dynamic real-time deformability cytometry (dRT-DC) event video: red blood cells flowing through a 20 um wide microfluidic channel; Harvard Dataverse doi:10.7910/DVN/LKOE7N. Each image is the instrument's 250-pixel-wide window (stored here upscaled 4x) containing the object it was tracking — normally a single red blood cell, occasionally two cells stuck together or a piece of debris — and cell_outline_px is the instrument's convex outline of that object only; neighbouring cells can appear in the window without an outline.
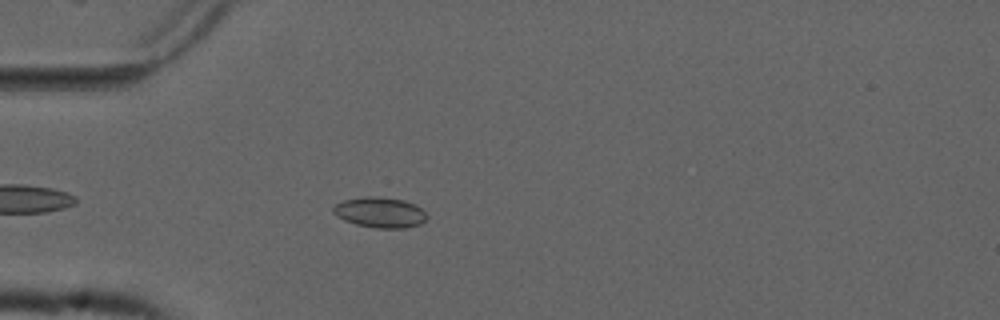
{"species": "common noctule bat (a hibernating species)", "species_latin": "Nyctalus noctula", "temperature_condition": "cold", "stored_images_in_passage": 42, "camera_frame_rate_fps": 3000, "um_per_image_px": 0.085, "animal": {"sex": "male", "forearm_length_mm": 52.5}, "frame": {"image": 1, "passage_image": 3, "time_ms": 0.667, "image_size_px": [1000, 320], "cell_outline_px": [[428, 216], [420, 224], [404, 228], [376, 228], [356, 224], [344, 220], [336, 216], [332, 212], [332, 208], [336, 204], [344, 200], [368, 196], [380, 196], [404, 200], [416, 204]], "centroid_in_image_um": [32.29, 18.05], "position_along_channel_um": 52.7, "area_um2": 16.65}}
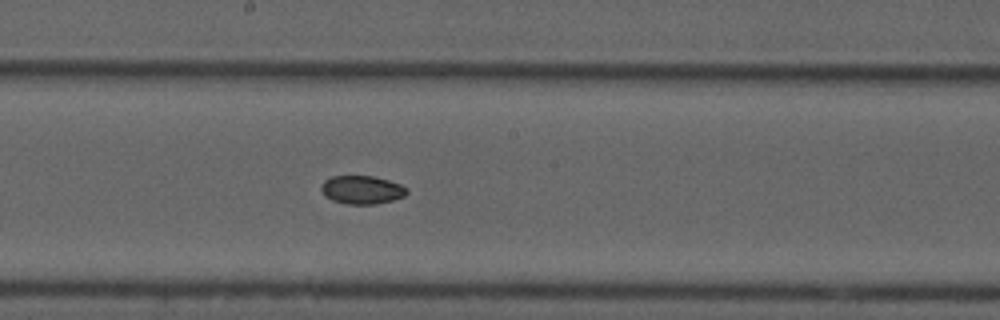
{"frame": {"image": 2, "passage_image": 17, "time_ms": 5.333, "image_size_px": [1000, 320], "cell_outline_px": [[408, 192], [404, 196], [392, 200], [376, 204], [348, 204], [332, 200], [324, 196], [320, 188], [324, 180], [332, 176], [372, 176], [388, 180], [400, 184], [408, 188]], "centroid_in_image_um": [30.75, 16.13], "position_along_channel_um": 217.4, "area_um2": 14.16}}
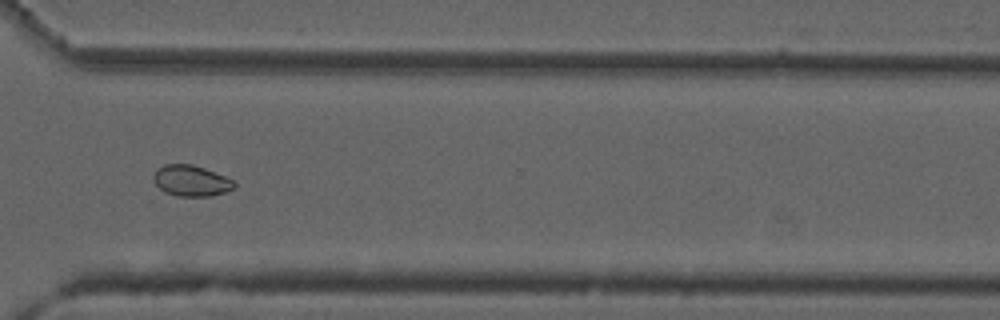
{"frame": {"image": 3, "passage_image": 28, "time_ms": 9.0, "image_size_px": [1000, 320], "cell_outline_px": [[236, 188], [212, 196], [176, 196], [164, 192], [152, 180], [152, 176], [156, 168], [164, 164], [192, 164], [204, 168], [236, 180]], "centroid_in_image_um": [16.25, 15.36], "position_along_channel_um": 354.4, "area_um2": 14.85}, "authors_computed_cell_mechanics": {"area_um2": 14.7679, "velocity_mm_per_s": 3.7456, "shape_relaxation_time_tau1_ms": null, "shape_relaxation_time_tau2_ms": 2.2339, "deformation_change_tau1": null, "deformation_change_tau2": 0.0292}}